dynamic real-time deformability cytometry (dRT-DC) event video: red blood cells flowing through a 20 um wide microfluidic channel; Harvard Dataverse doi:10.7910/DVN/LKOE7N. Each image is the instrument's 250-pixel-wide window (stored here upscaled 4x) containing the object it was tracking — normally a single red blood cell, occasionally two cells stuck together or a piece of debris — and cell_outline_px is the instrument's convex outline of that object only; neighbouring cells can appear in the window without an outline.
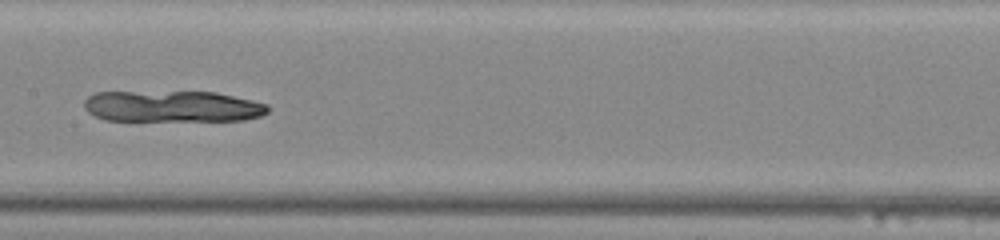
{"species": "common noctule bat (a hibernating species)", "species_latin": "Nyctalus noctula", "temperature_condition": "warm", "stored_images_in_passage": 27, "camera_frame_rate_fps": 3000, "um_per_image_px": 0.085, "animal": {"sex": "male", "body_mass_g": 20.0, "forearm_length_mm": 53.3}, "frame": {"image": 1, "passage_image": 23, "time_ms": 7.333, "image_size_px": [1000, 240], "cell_outline_px": [[268, 112], [260, 116], [244, 120], [104, 120], [88, 112], [84, 108], [84, 100], [88, 96], [96, 92], [216, 92], [252, 100], [268, 104]], "centroid_in_image_um": [14.65, 9.04], "position_along_channel_um": 192.8, "area_um2": 33.41}}